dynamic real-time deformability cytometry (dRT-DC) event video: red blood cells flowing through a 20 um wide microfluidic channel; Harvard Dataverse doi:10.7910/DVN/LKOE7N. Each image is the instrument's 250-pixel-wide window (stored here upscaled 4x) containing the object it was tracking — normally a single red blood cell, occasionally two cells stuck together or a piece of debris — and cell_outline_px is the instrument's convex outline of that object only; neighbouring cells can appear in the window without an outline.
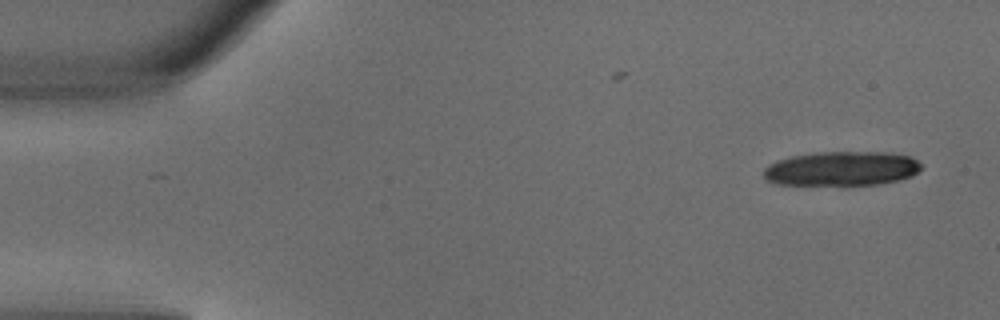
{"species": "common noctule bat (a hibernating species)", "species_latin": "Nyctalus noctula", "temperature_condition": "warm", "stored_images_in_passage": 2, "camera_frame_rate_fps": 3000, "um_per_image_px": 0.085, "animal": {"sex": "male", "body_mass_g": 18.8}, "frame": {"image": 1, "passage_image": 2, "time_ms": 0.333, "image_size_px": [1000, 320], "cell_outline_px": [[920, 168], [912, 176], [896, 180], [876, 184], [844, 188], [776, 184], [764, 180], [764, 168], [768, 164], [776, 160], [792, 156], [816, 152], [892, 152], [912, 156], [920, 164]], "centroid_in_image_um": [71.48, 14.37], "position_along_channel_um": 13.5, "area_um2": 32.89}}